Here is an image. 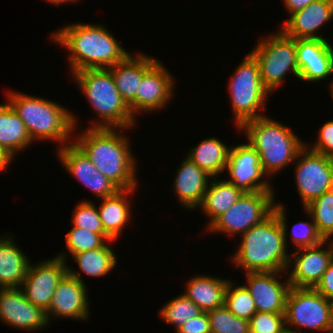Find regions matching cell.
I'll list each match as a JSON object with an SVG mask.
<instances>
[{
	"mask_svg": "<svg viewBox=\"0 0 333 333\" xmlns=\"http://www.w3.org/2000/svg\"><path fill=\"white\" fill-rule=\"evenodd\" d=\"M126 130L131 131L124 128H85L81 134H73V142L120 190L139 187L137 159L132 153L129 138L123 134Z\"/></svg>",
	"mask_w": 333,
	"mask_h": 333,
	"instance_id": "cell-1",
	"label": "cell"
},
{
	"mask_svg": "<svg viewBox=\"0 0 333 333\" xmlns=\"http://www.w3.org/2000/svg\"><path fill=\"white\" fill-rule=\"evenodd\" d=\"M108 30L105 25L94 23L65 24L50 34V39L69 51L71 73L108 69L130 54Z\"/></svg>",
	"mask_w": 333,
	"mask_h": 333,
	"instance_id": "cell-2",
	"label": "cell"
},
{
	"mask_svg": "<svg viewBox=\"0 0 333 333\" xmlns=\"http://www.w3.org/2000/svg\"><path fill=\"white\" fill-rule=\"evenodd\" d=\"M5 99L24 122L26 131L32 140L56 141L58 148L73 142L77 131L78 119L55 100L34 95L6 91ZM55 101V102H54ZM76 129V130H75Z\"/></svg>",
	"mask_w": 333,
	"mask_h": 333,
	"instance_id": "cell-3",
	"label": "cell"
},
{
	"mask_svg": "<svg viewBox=\"0 0 333 333\" xmlns=\"http://www.w3.org/2000/svg\"><path fill=\"white\" fill-rule=\"evenodd\" d=\"M231 263L244 272L286 271L290 255L283 228L274 212L240 235Z\"/></svg>",
	"mask_w": 333,
	"mask_h": 333,
	"instance_id": "cell-4",
	"label": "cell"
},
{
	"mask_svg": "<svg viewBox=\"0 0 333 333\" xmlns=\"http://www.w3.org/2000/svg\"><path fill=\"white\" fill-rule=\"evenodd\" d=\"M71 76L98 117L89 121L88 128L136 127L137 119L119 94L109 69H84Z\"/></svg>",
	"mask_w": 333,
	"mask_h": 333,
	"instance_id": "cell-5",
	"label": "cell"
},
{
	"mask_svg": "<svg viewBox=\"0 0 333 333\" xmlns=\"http://www.w3.org/2000/svg\"><path fill=\"white\" fill-rule=\"evenodd\" d=\"M239 131H244L248 143L259 154L262 170L269 180L293 164L306 143L291 128L267 115L246 121Z\"/></svg>",
	"mask_w": 333,
	"mask_h": 333,
	"instance_id": "cell-6",
	"label": "cell"
},
{
	"mask_svg": "<svg viewBox=\"0 0 333 333\" xmlns=\"http://www.w3.org/2000/svg\"><path fill=\"white\" fill-rule=\"evenodd\" d=\"M227 82L230 105L237 131L249 120L264 117L270 92L263 86L259 65L248 53ZM262 110V113H260Z\"/></svg>",
	"mask_w": 333,
	"mask_h": 333,
	"instance_id": "cell-7",
	"label": "cell"
},
{
	"mask_svg": "<svg viewBox=\"0 0 333 333\" xmlns=\"http://www.w3.org/2000/svg\"><path fill=\"white\" fill-rule=\"evenodd\" d=\"M275 34L260 37L250 54L256 59L263 86L275 92L291 72L299 79L296 39L286 36L280 29Z\"/></svg>",
	"mask_w": 333,
	"mask_h": 333,
	"instance_id": "cell-8",
	"label": "cell"
},
{
	"mask_svg": "<svg viewBox=\"0 0 333 333\" xmlns=\"http://www.w3.org/2000/svg\"><path fill=\"white\" fill-rule=\"evenodd\" d=\"M284 318L286 327L294 326L293 330L298 332L306 329L333 333V302L314 288L290 287Z\"/></svg>",
	"mask_w": 333,
	"mask_h": 333,
	"instance_id": "cell-9",
	"label": "cell"
},
{
	"mask_svg": "<svg viewBox=\"0 0 333 333\" xmlns=\"http://www.w3.org/2000/svg\"><path fill=\"white\" fill-rule=\"evenodd\" d=\"M274 191L243 193L240 198L220 215L208 228L207 233H227L230 237L242 235L261 223L272 212L276 203Z\"/></svg>",
	"mask_w": 333,
	"mask_h": 333,
	"instance_id": "cell-10",
	"label": "cell"
},
{
	"mask_svg": "<svg viewBox=\"0 0 333 333\" xmlns=\"http://www.w3.org/2000/svg\"><path fill=\"white\" fill-rule=\"evenodd\" d=\"M295 162L296 188L304 208L333 189V157L312 151L305 145Z\"/></svg>",
	"mask_w": 333,
	"mask_h": 333,
	"instance_id": "cell-11",
	"label": "cell"
},
{
	"mask_svg": "<svg viewBox=\"0 0 333 333\" xmlns=\"http://www.w3.org/2000/svg\"><path fill=\"white\" fill-rule=\"evenodd\" d=\"M68 255L65 252L51 259H44L37 264L30 262L21 289L26 299L33 305L47 312L58 283L67 274Z\"/></svg>",
	"mask_w": 333,
	"mask_h": 333,
	"instance_id": "cell-12",
	"label": "cell"
},
{
	"mask_svg": "<svg viewBox=\"0 0 333 333\" xmlns=\"http://www.w3.org/2000/svg\"><path fill=\"white\" fill-rule=\"evenodd\" d=\"M246 142L231 146L225 168L230 178L226 180L243 193L274 191L271 180L262 170L259 154Z\"/></svg>",
	"mask_w": 333,
	"mask_h": 333,
	"instance_id": "cell-13",
	"label": "cell"
},
{
	"mask_svg": "<svg viewBox=\"0 0 333 333\" xmlns=\"http://www.w3.org/2000/svg\"><path fill=\"white\" fill-rule=\"evenodd\" d=\"M325 245L328 247L323 248ZM290 254L286 272L291 287L315 288L333 260V242L325 240L319 245L294 250ZM292 270H288L291 269ZM290 271V272H288Z\"/></svg>",
	"mask_w": 333,
	"mask_h": 333,
	"instance_id": "cell-14",
	"label": "cell"
},
{
	"mask_svg": "<svg viewBox=\"0 0 333 333\" xmlns=\"http://www.w3.org/2000/svg\"><path fill=\"white\" fill-rule=\"evenodd\" d=\"M176 80L158 60L144 75L136 99L129 105L132 115L162 110L171 101Z\"/></svg>",
	"mask_w": 333,
	"mask_h": 333,
	"instance_id": "cell-15",
	"label": "cell"
},
{
	"mask_svg": "<svg viewBox=\"0 0 333 333\" xmlns=\"http://www.w3.org/2000/svg\"><path fill=\"white\" fill-rule=\"evenodd\" d=\"M58 160L71 176L91 190L98 199L114 196L120 189L99 170L74 143L57 149Z\"/></svg>",
	"mask_w": 333,
	"mask_h": 333,
	"instance_id": "cell-16",
	"label": "cell"
},
{
	"mask_svg": "<svg viewBox=\"0 0 333 333\" xmlns=\"http://www.w3.org/2000/svg\"><path fill=\"white\" fill-rule=\"evenodd\" d=\"M0 320L15 329L29 332L49 326L46 312L30 303L20 287L0 288Z\"/></svg>",
	"mask_w": 333,
	"mask_h": 333,
	"instance_id": "cell-17",
	"label": "cell"
},
{
	"mask_svg": "<svg viewBox=\"0 0 333 333\" xmlns=\"http://www.w3.org/2000/svg\"><path fill=\"white\" fill-rule=\"evenodd\" d=\"M286 271L246 272L244 285L255 301L257 312L284 313L286 297L290 289L287 278L281 282L278 276ZM278 277V278H277Z\"/></svg>",
	"mask_w": 333,
	"mask_h": 333,
	"instance_id": "cell-18",
	"label": "cell"
},
{
	"mask_svg": "<svg viewBox=\"0 0 333 333\" xmlns=\"http://www.w3.org/2000/svg\"><path fill=\"white\" fill-rule=\"evenodd\" d=\"M88 286L68 273L55 289L51 305L46 312L49 322L57 318L87 320L90 317ZM53 317V318H52Z\"/></svg>",
	"mask_w": 333,
	"mask_h": 333,
	"instance_id": "cell-19",
	"label": "cell"
},
{
	"mask_svg": "<svg viewBox=\"0 0 333 333\" xmlns=\"http://www.w3.org/2000/svg\"><path fill=\"white\" fill-rule=\"evenodd\" d=\"M327 39H296L299 80L319 82L333 74V46Z\"/></svg>",
	"mask_w": 333,
	"mask_h": 333,
	"instance_id": "cell-20",
	"label": "cell"
},
{
	"mask_svg": "<svg viewBox=\"0 0 333 333\" xmlns=\"http://www.w3.org/2000/svg\"><path fill=\"white\" fill-rule=\"evenodd\" d=\"M332 19L333 0H317L291 14L279 29L294 39H326L317 32Z\"/></svg>",
	"mask_w": 333,
	"mask_h": 333,
	"instance_id": "cell-21",
	"label": "cell"
},
{
	"mask_svg": "<svg viewBox=\"0 0 333 333\" xmlns=\"http://www.w3.org/2000/svg\"><path fill=\"white\" fill-rule=\"evenodd\" d=\"M181 161L173 182L174 194L186 210L198 209L210 183V176L187 156Z\"/></svg>",
	"mask_w": 333,
	"mask_h": 333,
	"instance_id": "cell-22",
	"label": "cell"
},
{
	"mask_svg": "<svg viewBox=\"0 0 333 333\" xmlns=\"http://www.w3.org/2000/svg\"><path fill=\"white\" fill-rule=\"evenodd\" d=\"M157 61V58L138 51L133 55L129 54L124 60L108 68L113 75L119 94L128 106L136 99L143 75Z\"/></svg>",
	"mask_w": 333,
	"mask_h": 333,
	"instance_id": "cell-23",
	"label": "cell"
},
{
	"mask_svg": "<svg viewBox=\"0 0 333 333\" xmlns=\"http://www.w3.org/2000/svg\"><path fill=\"white\" fill-rule=\"evenodd\" d=\"M7 235L0 237V288H18L25 280L31 259L18 248L13 235Z\"/></svg>",
	"mask_w": 333,
	"mask_h": 333,
	"instance_id": "cell-24",
	"label": "cell"
},
{
	"mask_svg": "<svg viewBox=\"0 0 333 333\" xmlns=\"http://www.w3.org/2000/svg\"><path fill=\"white\" fill-rule=\"evenodd\" d=\"M137 189L119 190L114 196L102 198L98 211L105 233L112 239L117 240L121 236L132 218L131 198ZM129 199V200H128Z\"/></svg>",
	"mask_w": 333,
	"mask_h": 333,
	"instance_id": "cell-25",
	"label": "cell"
},
{
	"mask_svg": "<svg viewBox=\"0 0 333 333\" xmlns=\"http://www.w3.org/2000/svg\"><path fill=\"white\" fill-rule=\"evenodd\" d=\"M229 281L227 278L197 274L187 280L183 294L203 312H208L224 305L225 291Z\"/></svg>",
	"mask_w": 333,
	"mask_h": 333,
	"instance_id": "cell-26",
	"label": "cell"
},
{
	"mask_svg": "<svg viewBox=\"0 0 333 333\" xmlns=\"http://www.w3.org/2000/svg\"><path fill=\"white\" fill-rule=\"evenodd\" d=\"M71 257L77 263L79 270L76 272L73 267L68 266L67 273L82 283H84V280L81 273L91 277H104L113 271L118 259L107 242L100 248L73 254Z\"/></svg>",
	"mask_w": 333,
	"mask_h": 333,
	"instance_id": "cell-27",
	"label": "cell"
},
{
	"mask_svg": "<svg viewBox=\"0 0 333 333\" xmlns=\"http://www.w3.org/2000/svg\"><path fill=\"white\" fill-rule=\"evenodd\" d=\"M210 182L203 201L198 207L210 221L207 220L208 225L205 230L243 194L233 183L219 177L212 178Z\"/></svg>",
	"mask_w": 333,
	"mask_h": 333,
	"instance_id": "cell-28",
	"label": "cell"
},
{
	"mask_svg": "<svg viewBox=\"0 0 333 333\" xmlns=\"http://www.w3.org/2000/svg\"><path fill=\"white\" fill-rule=\"evenodd\" d=\"M230 148L213 136L191 147L186 156L213 178L220 177L225 171Z\"/></svg>",
	"mask_w": 333,
	"mask_h": 333,
	"instance_id": "cell-29",
	"label": "cell"
},
{
	"mask_svg": "<svg viewBox=\"0 0 333 333\" xmlns=\"http://www.w3.org/2000/svg\"><path fill=\"white\" fill-rule=\"evenodd\" d=\"M31 144L22 119L8 102L0 104V147L15 158Z\"/></svg>",
	"mask_w": 333,
	"mask_h": 333,
	"instance_id": "cell-30",
	"label": "cell"
},
{
	"mask_svg": "<svg viewBox=\"0 0 333 333\" xmlns=\"http://www.w3.org/2000/svg\"><path fill=\"white\" fill-rule=\"evenodd\" d=\"M284 203L276 202L273 207V212L276 214L285 235V243L288 247L287 234H291L292 243L296 246L293 250H298L301 248L313 247L321 244L325 240L319 234L316 224L312 219L311 215L306 211V214L309 215L311 220L308 221H299L295 223L291 228V233H287L288 226L287 225V214H286V205Z\"/></svg>",
	"mask_w": 333,
	"mask_h": 333,
	"instance_id": "cell-31",
	"label": "cell"
},
{
	"mask_svg": "<svg viewBox=\"0 0 333 333\" xmlns=\"http://www.w3.org/2000/svg\"><path fill=\"white\" fill-rule=\"evenodd\" d=\"M203 311L183 293L172 298L159 309V316L169 325L178 328L191 318L197 317Z\"/></svg>",
	"mask_w": 333,
	"mask_h": 333,
	"instance_id": "cell-32",
	"label": "cell"
},
{
	"mask_svg": "<svg viewBox=\"0 0 333 333\" xmlns=\"http://www.w3.org/2000/svg\"><path fill=\"white\" fill-rule=\"evenodd\" d=\"M302 209L311 215L323 239L331 240L330 237H333V189L328 190Z\"/></svg>",
	"mask_w": 333,
	"mask_h": 333,
	"instance_id": "cell-33",
	"label": "cell"
},
{
	"mask_svg": "<svg viewBox=\"0 0 333 333\" xmlns=\"http://www.w3.org/2000/svg\"><path fill=\"white\" fill-rule=\"evenodd\" d=\"M235 284L229 281L225 291L224 305L236 317L249 321L257 312L255 301L244 284L242 286H235Z\"/></svg>",
	"mask_w": 333,
	"mask_h": 333,
	"instance_id": "cell-34",
	"label": "cell"
},
{
	"mask_svg": "<svg viewBox=\"0 0 333 333\" xmlns=\"http://www.w3.org/2000/svg\"><path fill=\"white\" fill-rule=\"evenodd\" d=\"M106 242H115V240H112L106 233H93L74 226L65 236V243L71 256L83 251L100 248Z\"/></svg>",
	"mask_w": 333,
	"mask_h": 333,
	"instance_id": "cell-35",
	"label": "cell"
},
{
	"mask_svg": "<svg viewBox=\"0 0 333 333\" xmlns=\"http://www.w3.org/2000/svg\"><path fill=\"white\" fill-rule=\"evenodd\" d=\"M211 333H250L249 321L236 317L225 305L207 312Z\"/></svg>",
	"mask_w": 333,
	"mask_h": 333,
	"instance_id": "cell-36",
	"label": "cell"
},
{
	"mask_svg": "<svg viewBox=\"0 0 333 333\" xmlns=\"http://www.w3.org/2000/svg\"><path fill=\"white\" fill-rule=\"evenodd\" d=\"M73 208L72 226L89 230L93 233H105L98 208L90 200H82Z\"/></svg>",
	"mask_w": 333,
	"mask_h": 333,
	"instance_id": "cell-37",
	"label": "cell"
},
{
	"mask_svg": "<svg viewBox=\"0 0 333 333\" xmlns=\"http://www.w3.org/2000/svg\"><path fill=\"white\" fill-rule=\"evenodd\" d=\"M249 326L250 333H281L286 328L284 313L256 312Z\"/></svg>",
	"mask_w": 333,
	"mask_h": 333,
	"instance_id": "cell-38",
	"label": "cell"
},
{
	"mask_svg": "<svg viewBox=\"0 0 333 333\" xmlns=\"http://www.w3.org/2000/svg\"><path fill=\"white\" fill-rule=\"evenodd\" d=\"M317 140L309 146L305 145L317 153L333 157V120H328L319 129Z\"/></svg>",
	"mask_w": 333,
	"mask_h": 333,
	"instance_id": "cell-39",
	"label": "cell"
},
{
	"mask_svg": "<svg viewBox=\"0 0 333 333\" xmlns=\"http://www.w3.org/2000/svg\"><path fill=\"white\" fill-rule=\"evenodd\" d=\"M176 333H211L207 312H202L197 317L185 322L178 328Z\"/></svg>",
	"mask_w": 333,
	"mask_h": 333,
	"instance_id": "cell-40",
	"label": "cell"
},
{
	"mask_svg": "<svg viewBox=\"0 0 333 333\" xmlns=\"http://www.w3.org/2000/svg\"><path fill=\"white\" fill-rule=\"evenodd\" d=\"M314 289L333 302V260Z\"/></svg>",
	"mask_w": 333,
	"mask_h": 333,
	"instance_id": "cell-41",
	"label": "cell"
},
{
	"mask_svg": "<svg viewBox=\"0 0 333 333\" xmlns=\"http://www.w3.org/2000/svg\"><path fill=\"white\" fill-rule=\"evenodd\" d=\"M284 7H286V11L289 15L304 9L310 3L315 2L317 0H282Z\"/></svg>",
	"mask_w": 333,
	"mask_h": 333,
	"instance_id": "cell-42",
	"label": "cell"
},
{
	"mask_svg": "<svg viewBox=\"0 0 333 333\" xmlns=\"http://www.w3.org/2000/svg\"><path fill=\"white\" fill-rule=\"evenodd\" d=\"M14 157L8 153L5 149L0 147V173L8 170L10 164H12Z\"/></svg>",
	"mask_w": 333,
	"mask_h": 333,
	"instance_id": "cell-43",
	"label": "cell"
},
{
	"mask_svg": "<svg viewBox=\"0 0 333 333\" xmlns=\"http://www.w3.org/2000/svg\"><path fill=\"white\" fill-rule=\"evenodd\" d=\"M46 2H49V4H53L56 7H59V5H63L66 3H75L76 1H80V0H44Z\"/></svg>",
	"mask_w": 333,
	"mask_h": 333,
	"instance_id": "cell-44",
	"label": "cell"
},
{
	"mask_svg": "<svg viewBox=\"0 0 333 333\" xmlns=\"http://www.w3.org/2000/svg\"><path fill=\"white\" fill-rule=\"evenodd\" d=\"M281 333H298L296 330H291V328H285ZM300 333V332H299ZM307 333V332H306Z\"/></svg>",
	"mask_w": 333,
	"mask_h": 333,
	"instance_id": "cell-45",
	"label": "cell"
},
{
	"mask_svg": "<svg viewBox=\"0 0 333 333\" xmlns=\"http://www.w3.org/2000/svg\"><path fill=\"white\" fill-rule=\"evenodd\" d=\"M329 90H330V95H331V97H332V99H333V80H332V83L330 82V86H329Z\"/></svg>",
	"mask_w": 333,
	"mask_h": 333,
	"instance_id": "cell-46",
	"label": "cell"
}]
</instances>
